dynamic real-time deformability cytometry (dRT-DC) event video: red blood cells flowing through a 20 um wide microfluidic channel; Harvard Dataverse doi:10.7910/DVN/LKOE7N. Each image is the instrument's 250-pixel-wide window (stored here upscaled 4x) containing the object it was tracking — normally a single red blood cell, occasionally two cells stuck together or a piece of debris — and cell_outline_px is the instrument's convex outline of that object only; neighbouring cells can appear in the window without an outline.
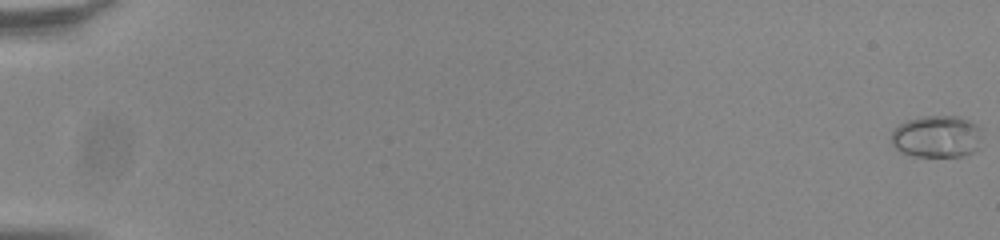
{"species": "common noctule bat (a hibernating species)", "species_latin": "Nyctalus noctula", "temperature_condition": "room temperature", "stored_images_in_passage": 57, "camera_frame_rate_fps": 3000, "um_per_image_px": 0.085, "animal": {"sex": "male", "body_mass_g": 20.0, "forearm_length_mm": 53.3}, "frame": {"image": 1, "passage_image": 1, "time_ms": 0.0, "image_size_px": [1000, 240], "cell_outline_px": [[980, 148], [964, 156], [912, 156], [896, 148], [892, 144], [892, 132], [900, 124], [908, 120], [920, 116], [960, 116], [976, 124], [980, 128]], "centroid_in_image_um": [79.66, 11.6], "position_along_channel_um": 5.3, "area_um2": 22.25}}
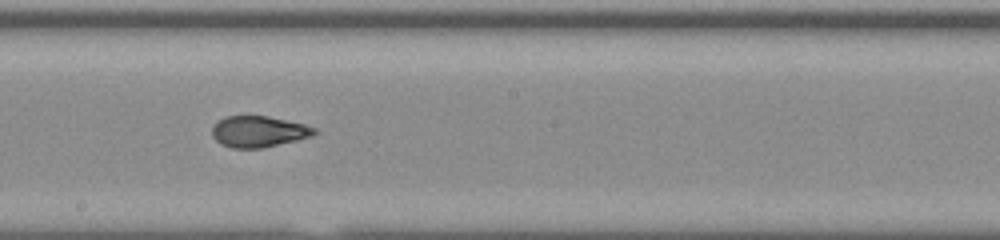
{"frame": {"image": 2, "passage_image": 34, "time_ms": 11.0, "image_size_px": [1000, 240], "cell_outline_px": [[320, 132], [312, 136], [264, 148], [232, 148], [220, 144], [212, 136], [212, 124], [216, 120], [224, 116], [268, 116], [304, 124], [316, 128]], "centroid_in_image_um": [21.96, 11.18], "position_along_channel_um": 226.2, "area_um2": 18.84}}
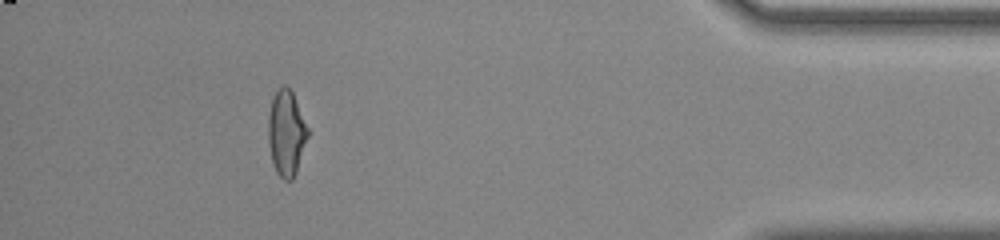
{"frame": {"image": 3, "passage_image": 52, "time_ms": 17.0, "image_size_px": [1000, 240], "cell_outline_px": [[308, 136], [296, 172], [292, 180], [284, 180], [276, 172], [272, 164], [268, 144], [268, 116], [272, 96], [284, 84], [292, 92], [308, 128]], "centroid_in_image_um": [24.31, 11.33], "position_along_channel_um": 410.9, "area_um2": 19.65}, "authors_computed_cell_mechanics": {"area_um2": 19.5364, "velocity_mm_per_s": 3.84, "shape_relaxation_time_tau1_ms": 8.9462, "shape_relaxation_time_tau2_ms": 1.218, "deformation_change_tau1": 0.2583, "deformation_change_tau2": 0.0628}}